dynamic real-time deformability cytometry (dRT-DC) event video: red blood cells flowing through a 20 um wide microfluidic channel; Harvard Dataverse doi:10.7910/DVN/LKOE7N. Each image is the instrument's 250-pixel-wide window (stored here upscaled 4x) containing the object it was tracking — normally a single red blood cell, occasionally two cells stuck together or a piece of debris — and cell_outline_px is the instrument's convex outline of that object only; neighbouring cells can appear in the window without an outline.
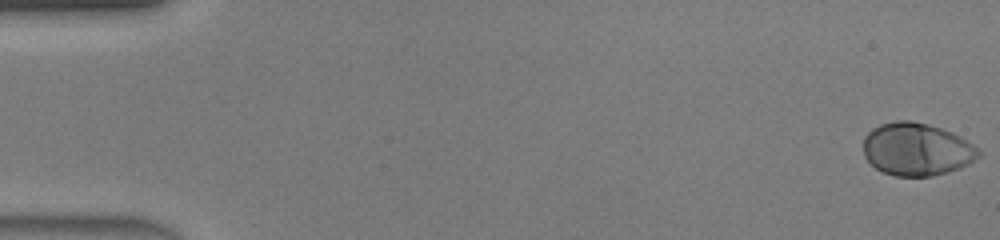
{"species": "human", "species_latin": "Homo sapiens", "temperature_condition": "warm", "stored_images_in_passage": 47, "camera_frame_rate_fps": 3000, "um_per_image_px": 0.085, "donor": {"sex": "male"}, "frame": {"image": 1, "passage_image": 1, "time_ms": 0.0, "image_size_px": [1000, 240], "cell_outline_px": [[980, 156], [968, 164], [960, 168], [948, 172], [932, 176], [896, 176], [884, 172], [876, 168], [864, 156], [864, 136], [872, 128], [880, 124], [896, 120], [912, 120], [928, 124], [952, 132], [960, 136], [980, 148]], "centroid_in_image_um": [77.93, 12.68], "position_along_channel_um": 7.1, "area_um2": 35.6}}
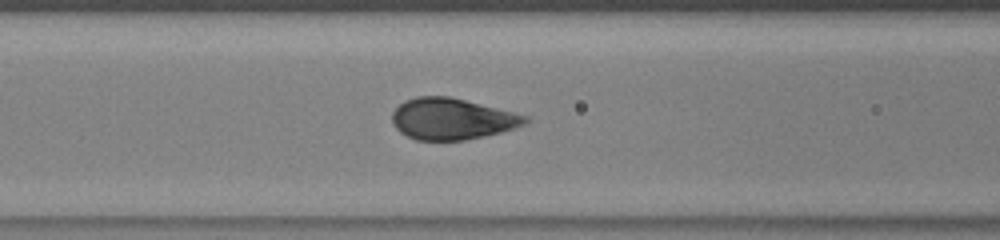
{"frame": {"image": 2, "passage_image": 20, "time_ms": 6.333, "image_size_px": [1000, 240], "cell_outline_px": [[532, 120], [524, 124], [500, 132], [484, 136], [464, 140], [416, 140], [400, 132], [396, 128], [392, 120], [392, 112], [404, 100], [416, 96], [448, 96], [528, 116]], "centroid_in_image_um": [38.39, 10.1], "position_along_channel_um": 128.2, "area_um2": 31.73}}
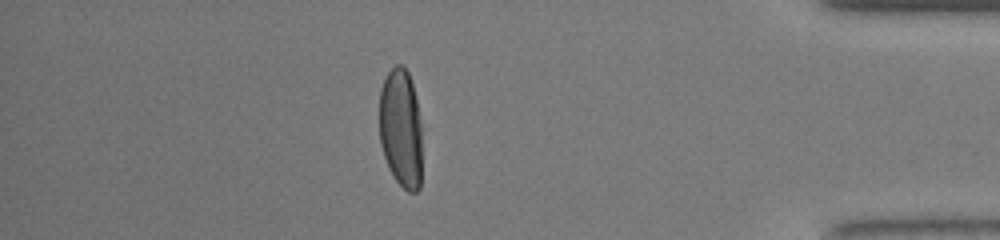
{"frame": {"image": 3, "passage_image": 41, "time_ms": 13.333, "image_size_px": [1000, 240], "cell_outline_px": [[420, 188], [416, 192], [408, 192], [396, 180], [384, 156], [380, 144], [380, 88], [388, 72], [396, 64], [400, 64], [408, 72], [412, 84], [416, 100], [420, 124]], "centroid_in_image_um": [34.06, 10.89], "position_along_channel_um": 401.1, "area_um2": 29.13}, "authors_computed_cell_mechanics": {"area_um2": 33.4084, "velocity_mm_per_s": 4.4571, "shape_relaxation_time_tau1_ms": 2.5506, "shape_relaxation_time_tau2_ms": null, "deformation_change_tau1": 0.1998, "deformation_change_tau2": null}}